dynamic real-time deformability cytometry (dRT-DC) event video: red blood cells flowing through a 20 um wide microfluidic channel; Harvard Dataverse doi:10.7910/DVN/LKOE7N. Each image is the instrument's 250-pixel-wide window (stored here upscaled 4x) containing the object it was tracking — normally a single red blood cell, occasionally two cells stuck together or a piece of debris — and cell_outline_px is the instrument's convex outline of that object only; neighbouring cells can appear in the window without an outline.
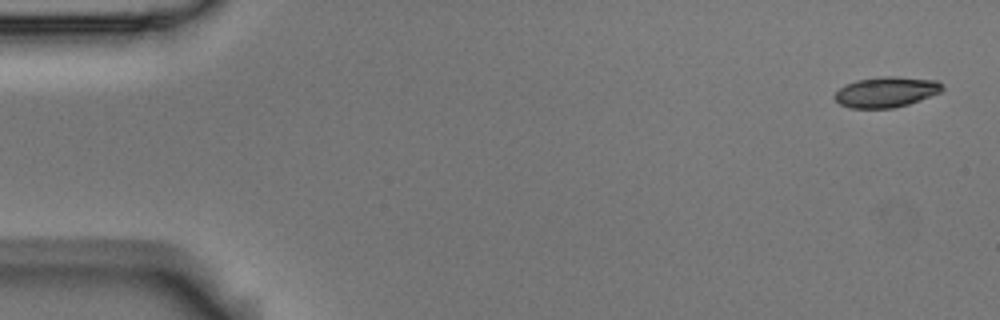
{"species": "Egyptian fruit bat (a non-hibernating species)", "species_latin": "Rousettus aegyptiacus", "temperature_condition": "room temperature", "stored_images_in_passage": 6, "segment_of_instrument_passage": [1, 2], "camera_frame_rate_fps": 3000, "um_per_image_px": 0.085, "animal": {"sex": "male"}, "frame": {"image": 1, "passage_image": 1, "time_ms": 0.0, "image_size_px": [1000, 320], "cell_outline_px": [[944, 88], [940, 92], [920, 100], [908, 104], [892, 108], [852, 108], [840, 104], [836, 100], [836, 92], [844, 84], [856, 80], [888, 76], [892, 76], [936, 80], [944, 84]], "centroid_in_image_um": [75.35, 7.81], "position_along_channel_um": 9.7, "area_um2": 18.96}}
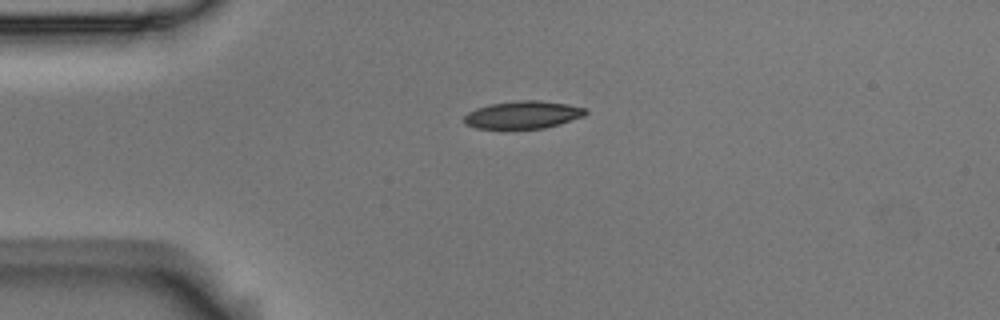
{"frame": {"image": 2, "passage_image": 4, "time_ms": 1.0, "image_size_px": [1000, 320], "cell_outline_px": [[588, 112], [584, 116], [560, 124], [544, 128], [476, 128], [464, 124], [464, 116], [468, 112], [476, 108], [488, 104], [516, 100], [540, 100], [568, 104], [588, 108]], "centroid_in_image_um": [44.47, 9.74], "position_along_channel_um": 40.5, "area_um2": 19.71}}